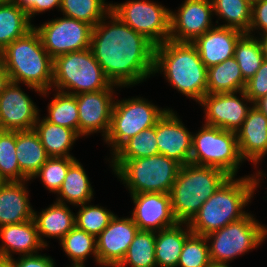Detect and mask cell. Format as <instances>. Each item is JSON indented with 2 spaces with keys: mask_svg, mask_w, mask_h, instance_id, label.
Here are the masks:
<instances>
[{
  "mask_svg": "<svg viewBox=\"0 0 267 267\" xmlns=\"http://www.w3.org/2000/svg\"><path fill=\"white\" fill-rule=\"evenodd\" d=\"M191 233L188 223H177L173 227L155 232L157 267H177L183 244Z\"/></svg>",
  "mask_w": 267,
  "mask_h": 267,
  "instance_id": "cell-26",
  "label": "cell"
},
{
  "mask_svg": "<svg viewBox=\"0 0 267 267\" xmlns=\"http://www.w3.org/2000/svg\"><path fill=\"white\" fill-rule=\"evenodd\" d=\"M246 81L234 57L207 68V94L244 90Z\"/></svg>",
  "mask_w": 267,
  "mask_h": 267,
  "instance_id": "cell-29",
  "label": "cell"
},
{
  "mask_svg": "<svg viewBox=\"0 0 267 267\" xmlns=\"http://www.w3.org/2000/svg\"><path fill=\"white\" fill-rule=\"evenodd\" d=\"M131 198L135 205L131 217L139 230L157 232L178 223L172 212L170 194L138 193L131 194Z\"/></svg>",
  "mask_w": 267,
  "mask_h": 267,
  "instance_id": "cell-19",
  "label": "cell"
},
{
  "mask_svg": "<svg viewBox=\"0 0 267 267\" xmlns=\"http://www.w3.org/2000/svg\"><path fill=\"white\" fill-rule=\"evenodd\" d=\"M33 28L27 13L12 0L0 5V51Z\"/></svg>",
  "mask_w": 267,
  "mask_h": 267,
  "instance_id": "cell-30",
  "label": "cell"
},
{
  "mask_svg": "<svg viewBox=\"0 0 267 267\" xmlns=\"http://www.w3.org/2000/svg\"><path fill=\"white\" fill-rule=\"evenodd\" d=\"M34 28L41 37L44 49L53 59L90 48L93 26L86 22L63 16Z\"/></svg>",
  "mask_w": 267,
  "mask_h": 267,
  "instance_id": "cell-12",
  "label": "cell"
},
{
  "mask_svg": "<svg viewBox=\"0 0 267 267\" xmlns=\"http://www.w3.org/2000/svg\"><path fill=\"white\" fill-rule=\"evenodd\" d=\"M230 263H218V262H212L209 264L208 267H231L229 266Z\"/></svg>",
  "mask_w": 267,
  "mask_h": 267,
  "instance_id": "cell-50",
  "label": "cell"
},
{
  "mask_svg": "<svg viewBox=\"0 0 267 267\" xmlns=\"http://www.w3.org/2000/svg\"><path fill=\"white\" fill-rule=\"evenodd\" d=\"M138 227L132 217L119 218L117 215L96 237L98 265L116 267L124 258Z\"/></svg>",
  "mask_w": 267,
  "mask_h": 267,
  "instance_id": "cell-16",
  "label": "cell"
},
{
  "mask_svg": "<svg viewBox=\"0 0 267 267\" xmlns=\"http://www.w3.org/2000/svg\"><path fill=\"white\" fill-rule=\"evenodd\" d=\"M244 92L247 97L254 104L258 99L267 95V61L264 60L254 74L252 78H250L246 82V86L244 88Z\"/></svg>",
  "mask_w": 267,
  "mask_h": 267,
  "instance_id": "cell-42",
  "label": "cell"
},
{
  "mask_svg": "<svg viewBox=\"0 0 267 267\" xmlns=\"http://www.w3.org/2000/svg\"><path fill=\"white\" fill-rule=\"evenodd\" d=\"M251 213L242 219L207 234L212 262L228 263L259 247L267 238V226L261 225Z\"/></svg>",
  "mask_w": 267,
  "mask_h": 267,
  "instance_id": "cell-10",
  "label": "cell"
},
{
  "mask_svg": "<svg viewBox=\"0 0 267 267\" xmlns=\"http://www.w3.org/2000/svg\"><path fill=\"white\" fill-rule=\"evenodd\" d=\"M90 49L106 77L120 88L153 75L155 45L112 11L93 27Z\"/></svg>",
  "mask_w": 267,
  "mask_h": 267,
  "instance_id": "cell-1",
  "label": "cell"
},
{
  "mask_svg": "<svg viewBox=\"0 0 267 267\" xmlns=\"http://www.w3.org/2000/svg\"><path fill=\"white\" fill-rule=\"evenodd\" d=\"M26 180L5 182L0 188V227L33 219Z\"/></svg>",
  "mask_w": 267,
  "mask_h": 267,
  "instance_id": "cell-23",
  "label": "cell"
},
{
  "mask_svg": "<svg viewBox=\"0 0 267 267\" xmlns=\"http://www.w3.org/2000/svg\"><path fill=\"white\" fill-rule=\"evenodd\" d=\"M20 9H23L27 15L28 18L31 21L32 17H35L36 15V2L38 0H12Z\"/></svg>",
  "mask_w": 267,
  "mask_h": 267,
  "instance_id": "cell-45",
  "label": "cell"
},
{
  "mask_svg": "<svg viewBox=\"0 0 267 267\" xmlns=\"http://www.w3.org/2000/svg\"><path fill=\"white\" fill-rule=\"evenodd\" d=\"M111 11L155 46L169 40L171 10L162 4L149 0H128L120 4L111 3Z\"/></svg>",
  "mask_w": 267,
  "mask_h": 267,
  "instance_id": "cell-11",
  "label": "cell"
},
{
  "mask_svg": "<svg viewBox=\"0 0 267 267\" xmlns=\"http://www.w3.org/2000/svg\"><path fill=\"white\" fill-rule=\"evenodd\" d=\"M164 72L170 86L200 102L207 94V67L190 42H166L155 46L154 72Z\"/></svg>",
  "mask_w": 267,
  "mask_h": 267,
  "instance_id": "cell-3",
  "label": "cell"
},
{
  "mask_svg": "<svg viewBox=\"0 0 267 267\" xmlns=\"http://www.w3.org/2000/svg\"><path fill=\"white\" fill-rule=\"evenodd\" d=\"M10 83L9 74L0 59V94L4 91L5 87Z\"/></svg>",
  "mask_w": 267,
  "mask_h": 267,
  "instance_id": "cell-47",
  "label": "cell"
},
{
  "mask_svg": "<svg viewBox=\"0 0 267 267\" xmlns=\"http://www.w3.org/2000/svg\"><path fill=\"white\" fill-rule=\"evenodd\" d=\"M177 112L168 109L156 122L159 154L175 160L181 166L190 163L192 133L187 130Z\"/></svg>",
  "mask_w": 267,
  "mask_h": 267,
  "instance_id": "cell-18",
  "label": "cell"
},
{
  "mask_svg": "<svg viewBox=\"0 0 267 267\" xmlns=\"http://www.w3.org/2000/svg\"><path fill=\"white\" fill-rule=\"evenodd\" d=\"M234 58L239 64L244 80L254 76L264 61L261 43L258 37L244 34L237 42Z\"/></svg>",
  "mask_w": 267,
  "mask_h": 267,
  "instance_id": "cell-35",
  "label": "cell"
},
{
  "mask_svg": "<svg viewBox=\"0 0 267 267\" xmlns=\"http://www.w3.org/2000/svg\"><path fill=\"white\" fill-rule=\"evenodd\" d=\"M168 109H162L141 96L114 101L109 131L103 139L112 147V155L127 140L155 126Z\"/></svg>",
  "mask_w": 267,
  "mask_h": 267,
  "instance_id": "cell-9",
  "label": "cell"
},
{
  "mask_svg": "<svg viewBox=\"0 0 267 267\" xmlns=\"http://www.w3.org/2000/svg\"><path fill=\"white\" fill-rule=\"evenodd\" d=\"M6 181L0 176V188L3 186V184L5 183Z\"/></svg>",
  "mask_w": 267,
  "mask_h": 267,
  "instance_id": "cell-54",
  "label": "cell"
},
{
  "mask_svg": "<svg viewBox=\"0 0 267 267\" xmlns=\"http://www.w3.org/2000/svg\"><path fill=\"white\" fill-rule=\"evenodd\" d=\"M243 162L235 132L203 124L193 133L190 163L219 168L236 177Z\"/></svg>",
  "mask_w": 267,
  "mask_h": 267,
  "instance_id": "cell-8",
  "label": "cell"
},
{
  "mask_svg": "<svg viewBox=\"0 0 267 267\" xmlns=\"http://www.w3.org/2000/svg\"><path fill=\"white\" fill-rule=\"evenodd\" d=\"M244 34L238 29L218 25L197 37L192 44L197 48L204 65L209 68L234 57L236 44Z\"/></svg>",
  "mask_w": 267,
  "mask_h": 267,
  "instance_id": "cell-20",
  "label": "cell"
},
{
  "mask_svg": "<svg viewBox=\"0 0 267 267\" xmlns=\"http://www.w3.org/2000/svg\"><path fill=\"white\" fill-rule=\"evenodd\" d=\"M59 243L71 262L84 264L87 257L93 255L98 264L96 237L86 231L75 226Z\"/></svg>",
  "mask_w": 267,
  "mask_h": 267,
  "instance_id": "cell-34",
  "label": "cell"
},
{
  "mask_svg": "<svg viewBox=\"0 0 267 267\" xmlns=\"http://www.w3.org/2000/svg\"><path fill=\"white\" fill-rule=\"evenodd\" d=\"M110 166L130 194H169L181 167L163 154L137 159H111Z\"/></svg>",
  "mask_w": 267,
  "mask_h": 267,
  "instance_id": "cell-6",
  "label": "cell"
},
{
  "mask_svg": "<svg viewBox=\"0 0 267 267\" xmlns=\"http://www.w3.org/2000/svg\"><path fill=\"white\" fill-rule=\"evenodd\" d=\"M48 104V115L44 118L52 124L60 125L78 133V105L75 95L56 91Z\"/></svg>",
  "mask_w": 267,
  "mask_h": 267,
  "instance_id": "cell-36",
  "label": "cell"
},
{
  "mask_svg": "<svg viewBox=\"0 0 267 267\" xmlns=\"http://www.w3.org/2000/svg\"><path fill=\"white\" fill-rule=\"evenodd\" d=\"M0 59L11 82L25 84L39 95H49L53 82V58L44 49L35 28L0 51Z\"/></svg>",
  "mask_w": 267,
  "mask_h": 267,
  "instance_id": "cell-4",
  "label": "cell"
},
{
  "mask_svg": "<svg viewBox=\"0 0 267 267\" xmlns=\"http://www.w3.org/2000/svg\"><path fill=\"white\" fill-rule=\"evenodd\" d=\"M0 267H11L9 259L0 258Z\"/></svg>",
  "mask_w": 267,
  "mask_h": 267,
  "instance_id": "cell-51",
  "label": "cell"
},
{
  "mask_svg": "<svg viewBox=\"0 0 267 267\" xmlns=\"http://www.w3.org/2000/svg\"><path fill=\"white\" fill-rule=\"evenodd\" d=\"M75 157H49L32 179L40 177L49 192L58 193Z\"/></svg>",
  "mask_w": 267,
  "mask_h": 267,
  "instance_id": "cell-40",
  "label": "cell"
},
{
  "mask_svg": "<svg viewBox=\"0 0 267 267\" xmlns=\"http://www.w3.org/2000/svg\"><path fill=\"white\" fill-rule=\"evenodd\" d=\"M213 13L225 24L219 26L249 31L252 20V4L248 0H211Z\"/></svg>",
  "mask_w": 267,
  "mask_h": 267,
  "instance_id": "cell-31",
  "label": "cell"
},
{
  "mask_svg": "<svg viewBox=\"0 0 267 267\" xmlns=\"http://www.w3.org/2000/svg\"><path fill=\"white\" fill-rule=\"evenodd\" d=\"M157 154L159 151L155 125L127 140L111 157L112 159H137Z\"/></svg>",
  "mask_w": 267,
  "mask_h": 267,
  "instance_id": "cell-37",
  "label": "cell"
},
{
  "mask_svg": "<svg viewBox=\"0 0 267 267\" xmlns=\"http://www.w3.org/2000/svg\"><path fill=\"white\" fill-rule=\"evenodd\" d=\"M11 0H0V5H4L8 2H10Z\"/></svg>",
  "mask_w": 267,
  "mask_h": 267,
  "instance_id": "cell-53",
  "label": "cell"
},
{
  "mask_svg": "<svg viewBox=\"0 0 267 267\" xmlns=\"http://www.w3.org/2000/svg\"><path fill=\"white\" fill-rule=\"evenodd\" d=\"M116 87L119 88L106 77L90 48L53 59L52 89L55 91L77 95Z\"/></svg>",
  "mask_w": 267,
  "mask_h": 267,
  "instance_id": "cell-7",
  "label": "cell"
},
{
  "mask_svg": "<svg viewBox=\"0 0 267 267\" xmlns=\"http://www.w3.org/2000/svg\"><path fill=\"white\" fill-rule=\"evenodd\" d=\"M258 39L261 43L264 60L267 61V34H262L261 36L258 37Z\"/></svg>",
  "mask_w": 267,
  "mask_h": 267,
  "instance_id": "cell-49",
  "label": "cell"
},
{
  "mask_svg": "<svg viewBox=\"0 0 267 267\" xmlns=\"http://www.w3.org/2000/svg\"><path fill=\"white\" fill-rule=\"evenodd\" d=\"M19 85L10 81L0 94V130H30L39 117V109Z\"/></svg>",
  "mask_w": 267,
  "mask_h": 267,
  "instance_id": "cell-17",
  "label": "cell"
},
{
  "mask_svg": "<svg viewBox=\"0 0 267 267\" xmlns=\"http://www.w3.org/2000/svg\"><path fill=\"white\" fill-rule=\"evenodd\" d=\"M230 176L211 166L187 163L180 167L170 191L173 215L178 223H189L203 203Z\"/></svg>",
  "mask_w": 267,
  "mask_h": 267,
  "instance_id": "cell-5",
  "label": "cell"
},
{
  "mask_svg": "<svg viewBox=\"0 0 267 267\" xmlns=\"http://www.w3.org/2000/svg\"><path fill=\"white\" fill-rule=\"evenodd\" d=\"M62 0H38L36 2V15L57 8L60 10Z\"/></svg>",
  "mask_w": 267,
  "mask_h": 267,
  "instance_id": "cell-46",
  "label": "cell"
},
{
  "mask_svg": "<svg viewBox=\"0 0 267 267\" xmlns=\"http://www.w3.org/2000/svg\"><path fill=\"white\" fill-rule=\"evenodd\" d=\"M157 267L155 232L138 230L124 258L116 267Z\"/></svg>",
  "mask_w": 267,
  "mask_h": 267,
  "instance_id": "cell-32",
  "label": "cell"
},
{
  "mask_svg": "<svg viewBox=\"0 0 267 267\" xmlns=\"http://www.w3.org/2000/svg\"><path fill=\"white\" fill-rule=\"evenodd\" d=\"M16 131L0 130V176L6 181H21L16 156Z\"/></svg>",
  "mask_w": 267,
  "mask_h": 267,
  "instance_id": "cell-39",
  "label": "cell"
},
{
  "mask_svg": "<svg viewBox=\"0 0 267 267\" xmlns=\"http://www.w3.org/2000/svg\"><path fill=\"white\" fill-rule=\"evenodd\" d=\"M0 258L11 259L12 254L32 255L45 246L41 243L34 219L0 227Z\"/></svg>",
  "mask_w": 267,
  "mask_h": 267,
  "instance_id": "cell-22",
  "label": "cell"
},
{
  "mask_svg": "<svg viewBox=\"0 0 267 267\" xmlns=\"http://www.w3.org/2000/svg\"><path fill=\"white\" fill-rule=\"evenodd\" d=\"M211 0H185L176 12L170 13V36L174 42L192 43L213 28Z\"/></svg>",
  "mask_w": 267,
  "mask_h": 267,
  "instance_id": "cell-14",
  "label": "cell"
},
{
  "mask_svg": "<svg viewBox=\"0 0 267 267\" xmlns=\"http://www.w3.org/2000/svg\"><path fill=\"white\" fill-rule=\"evenodd\" d=\"M40 118L38 117L33 129L37 132L48 156L74 157L70 154V149L81 136L75 130L52 124L44 117Z\"/></svg>",
  "mask_w": 267,
  "mask_h": 267,
  "instance_id": "cell-27",
  "label": "cell"
},
{
  "mask_svg": "<svg viewBox=\"0 0 267 267\" xmlns=\"http://www.w3.org/2000/svg\"><path fill=\"white\" fill-rule=\"evenodd\" d=\"M18 258L9 259L11 267H55L52 257L45 254L21 255Z\"/></svg>",
  "mask_w": 267,
  "mask_h": 267,
  "instance_id": "cell-44",
  "label": "cell"
},
{
  "mask_svg": "<svg viewBox=\"0 0 267 267\" xmlns=\"http://www.w3.org/2000/svg\"><path fill=\"white\" fill-rule=\"evenodd\" d=\"M78 206L80 209L75 215V226L94 237H97L109 225L115 215L111 210L99 205L84 203Z\"/></svg>",
  "mask_w": 267,
  "mask_h": 267,
  "instance_id": "cell-38",
  "label": "cell"
},
{
  "mask_svg": "<svg viewBox=\"0 0 267 267\" xmlns=\"http://www.w3.org/2000/svg\"><path fill=\"white\" fill-rule=\"evenodd\" d=\"M33 219L37 226L41 243L47 247L44 237L57 238L59 241L75 227V213L67 204L57 201L46 209L37 213L34 210Z\"/></svg>",
  "mask_w": 267,
  "mask_h": 267,
  "instance_id": "cell-24",
  "label": "cell"
},
{
  "mask_svg": "<svg viewBox=\"0 0 267 267\" xmlns=\"http://www.w3.org/2000/svg\"><path fill=\"white\" fill-rule=\"evenodd\" d=\"M113 93L115 94V88L75 95L78 105V134L80 136H90V134L102 132V136L105 138L109 131L115 101Z\"/></svg>",
  "mask_w": 267,
  "mask_h": 267,
  "instance_id": "cell-15",
  "label": "cell"
},
{
  "mask_svg": "<svg viewBox=\"0 0 267 267\" xmlns=\"http://www.w3.org/2000/svg\"><path fill=\"white\" fill-rule=\"evenodd\" d=\"M209 243L203 235L191 233L185 240L177 267H208Z\"/></svg>",
  "mask_w": 267,
  "mask_h": 267,
  "instance_id": "cell-41",
  "label": "cell"
},
{
  "mask_svg": "<svg viewBox=\"0 0 267 267\" xmlns=\"http://www.w3.org/2000/svg\"><path fill=\"white\" fill-rule=\"evenodd\" d=\"M253 105L267 117V95L258 99Z\"/></svg>",
  "mask_w": 267,
  "mask_h": 267,
  "instance_id": "cell-48",
  "label": "cell"
},
{
  "mask_svg": "<svg viewBox=\"0 0 267 267\" xmlns=\"http://www.w3.org/2000/svg\"><path fill=\"white\" fill-rule=\"evenodd\" d=\"M236 134L243 160L259 164L267 154V117L252 105Z\"/></svg>",
  "mask_w": 267,
  "mask_h": 267,
  "instance_id": "cell-21",
  "label": "cell"
},
{
  "mask_svg": "<svg viewBox=\"0 0 267 267\" xmlns=\"http://www.w3.org/2000/svg\"><path fill=\"white\" fill-rule=\"evenodd\" d=\"M237 93L241 95V98ZM251 103L250 106H247ZM199 104L205 108V124L237 132L244 122L252 101L244 90L234 93L206 94Z\"/></svg>",
  "mask_w": 267,
  "mask_h": 267,
  "instance_id": "cell-13",
  "label": "cell"
},
{
  "mask_svg": "<svg viewBox=\"0 0 267 267\" xmlns=\"http://www.w3.org/2000/svg\"><path fill=\"white\" fill-rule=\"evenodd\" d=\"M16 158L21 181H29L49 158L34 129L16 131Z\"/></svg>",
  "mask_w": 267,
  "mask_h": 267,
  "instance_id": "cell-25",
  "label": "cell"
},
{
  "mask_svg": "<svg viewBox=\"0 0 267 267\" xmlns=\"http://www.w3.org/2000/svg\"><path fill=\"white\" fill-rule=\"evenodd\" d=\"M68 267H85V263L84 264L72 263V265Z\"/></svg>",
  "mask_w": 267,
  "mask_h": 267,
  "instance_id": "cell-52",
  "label": "cell"
},
{
  "mask_svg": "<svg viewBox=\"0 0 267 267\" xmlns=\"http://www.w3.org/2000/svg\"><path fill=\"white\" fill-rule=\"evenodd\" d=\"M257 30H260L259 35L267 34V0H259L252 4V20L246 34L253 36V32Z\"/></svg>",
  "mask_w": 267,
  "mask_h": 267,
  "instance_id": "cell-43",
  "label": "cell"
},
{
  "mask_svg": "<svg viewBox=\"0 0 267 267\" xmlns=\"http://www.w3.org/2000/svg\"><path fill=\"white\" fill-rule=\"evenodd\" d=\"M255 175L235 178L230 176L201 206L196 215L188 223L192 233L206 236L229 223L245 217L244 207L251 203L254 191L260 179L266 176L258 170ZM265 175V176H263Z\"/></svg>",
  "mask_w": 267,
  "mask_h": 267,
  "instance_id": "cell-2",
  "label": "cell"
},
{
  "mask_svg": "<svg viewBox=\"0 0 267 267\" xmlns=\"http://www.w3.org/2000/svg\"><path fill=\"white\" fill-rule=\"evenodd\" d=\"M106 0H62L60 12L64 17L80 20L95 27L110 11Z\"/></svg>",
  "mask_w": 267,
  "mask_h": 267,
  "instance_id": "cell-33",
  "label": "cell"
},
{
  "mask_svg": "<svg viewBox=\"0 0 267 267\" xmlns=\"http://www.w3.org/2000/svg\"><path fill=\"white\" fill-rule=\"evenodd\" d=\"M76 160L68 169L66 177L58 191L56 201L66 202L77 206L84 203H91L93 199V188L83 165Z\"/></svg>",
  "mask_w": 267,
  "mask_h": 267,
  "instance_id": "cell-28",
  "label": "cell"
},
{
  "mask_svg": "<svg viewBox=\"0 0 267 267\" xmlns=\"http://www.w3.org/2000/svg\"><path fill=\"white\" fill-rule=\"evenodd\" d=\"M251 4H253L254 2L256 1H259V0H248Z\"/></svg>",
  "mask_w": 267,
  "mask_h": 267,
  "instance_id": "cell-55",
  "label": "cell"
}]
</instances>
